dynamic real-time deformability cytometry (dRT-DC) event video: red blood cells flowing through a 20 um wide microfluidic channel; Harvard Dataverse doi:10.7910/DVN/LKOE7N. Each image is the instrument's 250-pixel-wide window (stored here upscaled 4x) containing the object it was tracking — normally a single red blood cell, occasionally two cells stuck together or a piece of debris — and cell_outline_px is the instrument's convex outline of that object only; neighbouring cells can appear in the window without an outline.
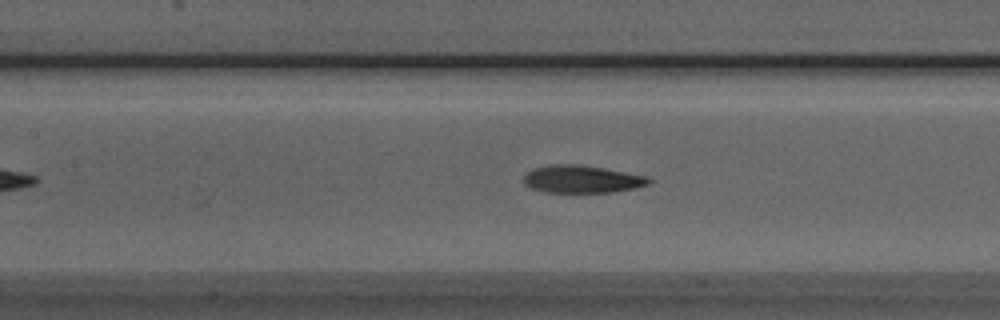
{"species": "Egyptian fruit bat (a non-hibernating species)", "species_latin": "Rousettus aegyptiacus", "temperature_condition": "room temperature", "stored_images_in_passage": 38, "camera_frame_rate_fps": 3000, "um_per_image_px": 0.085, "animal": {"sex": "male"}, "frame": {"image": 1, "passage_image": 16, "time_ms": 5.0, "image_size_px": [1000, 320], "cell_outline_px": [[652, 180], [648, 184], [636, 188], [612, 192], [544, 192], [532, 188], [524, 184], [524, 176], [532, 168], [552, 164], [576, 164], [604, 168], [648, 176]], "centroid_in_image_um": [49.47, 15.22], "position_along_channel_um": 157.9, "area_um2": 20.11}}
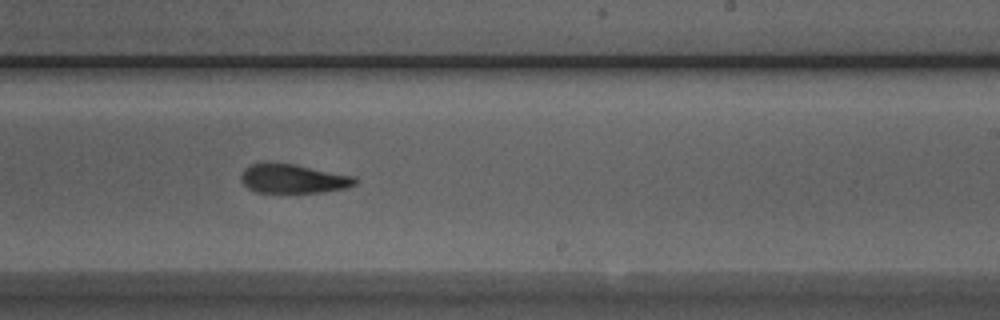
{"frame": {"image": 2, "passage_image": 24, "time_ms": 7.667, "image_size_px": [1000, 320], "cell_outline_px": [[360, 180], [356, 184], [344, 188], [320, 192], [256, 192], [248, 188], [240, 180], [240, 176], [244, 168], [252, 164], [264, 160], [268, 160], [296, 164], [352, 176]], "centroid_in_image_um": [24.85, 15.15], "position_along_channel_um": 264.2, "area_um2": 19.65}}
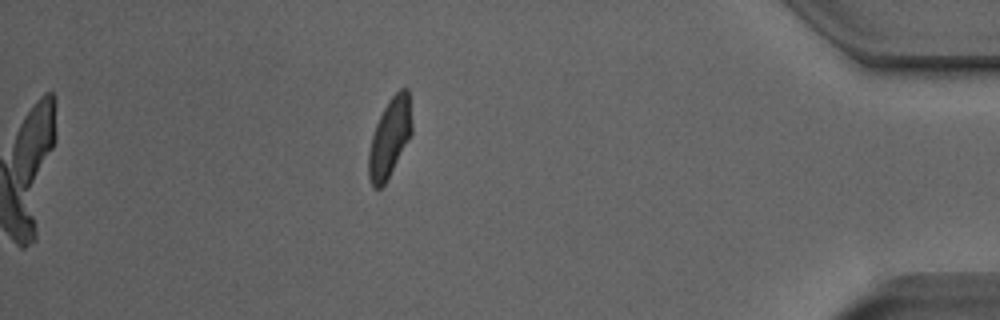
{"frame": {"image": 3, "passage_image": 38, "time_ms": 12.333, "image_size_px": [1000, 320], "cell_outline_px": [[412, 132], [408, 140], [384, 184], [380, 188], [372, 188], [368, 176], [368, 152], [372, 136], [376, 124], [388, 100], [400, 88], [408, 88], [412, 124]], "centroid_in_image_um": [33.11, 11.69], "position_along_channel_um": 402.1, "area_um2": 19.59}, "authors_computed_cell_mechanics": {"area_um2": 20.7502, "velocity_mm_per_s": 3.9969, "shape_relaxation_time_tau1_ms": null, "shape_relaxation_time_tau2_ms": 4.3698, "deformation_change_tau1": null, "deformation_change_tau2": 0.126}}